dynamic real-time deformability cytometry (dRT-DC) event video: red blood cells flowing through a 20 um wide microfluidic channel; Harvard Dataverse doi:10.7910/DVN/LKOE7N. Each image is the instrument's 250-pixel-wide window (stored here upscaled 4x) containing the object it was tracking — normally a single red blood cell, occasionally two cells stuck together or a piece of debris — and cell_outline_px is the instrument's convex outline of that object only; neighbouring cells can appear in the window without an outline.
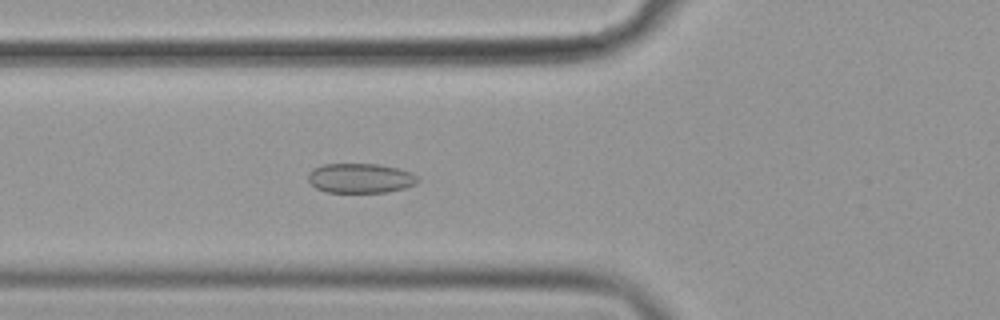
{"species": "common noctule bat (a hibernating species)", "species_latin": "Nyctalus noctula", "temperature_condition": "cold", "stored_images_in_passage": 52, "camera_frame_rate_fps": 3000, "um_per_image_px": 0.085, "animal": {"sex": "female", "body_mass_g": 19.9}, "frame": {"image": 1, "passage_image": 17, "time_ms": 5.333, "image_size_px": [1000, 320], "cell_outline_px": [[420, 180], [416, 184], [404, 188], [388, 192], [324, 192], [316, 188], [308, 180], [308, 172], [324, 164], [380, 164], [412, 172]], "centroid_in_image_um": [30.64, 15.15], "position_along_channel_um": 95.2, "area_um2": 18.96}}
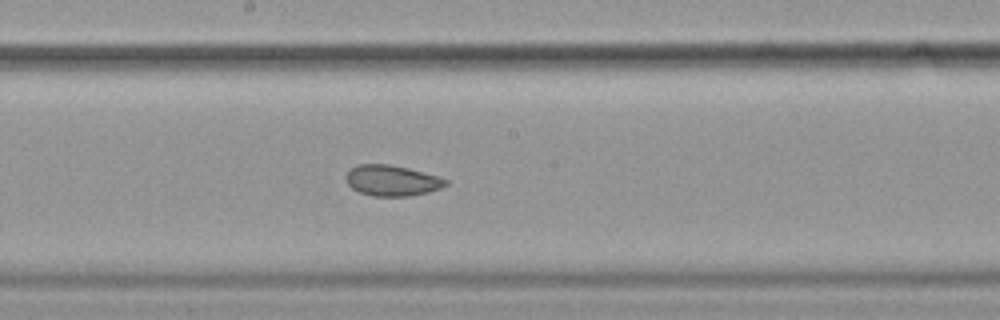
{"frame": {"image": 2, "passage_image": 27, "time_ms": 8.667, "image_size_px": [1000, 320], "cell_outline_px": [[448, 184], [440, 188], [428, 192], [408, 196], [372, 196], [360, 192], [352, 188], [348, 184], [344, 176], [356, 164], [388, 164], [408, 168], [440, 176], [448, 180]], "centroid_in_image_um": [33.32, 15.34], "position_along_channel_um": 214.9, "area_um2": 17.92}}
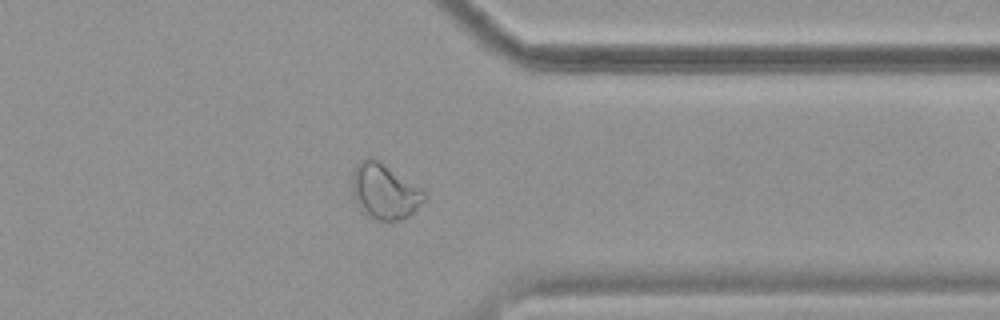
{"frame": {"image": 3, "passage_image": 41, "time_ms": 13.333, "image_size_px": [1000, 320], "cell_outline_px": [[424, 200], [408, 216], [400, 220], [376, 220], [360, 212], [352, 196], [352, 172], [356, 164], [360, 160], [368, 156], [372, 156], [380, 160], [424, 188]], "centroid_in_image_um": [32.65, 16.22], "position_along_channel_um": 378.8, "area_um2": 23.93}, "authors_computed_cell_mechanics": {"area_um2": 20.8947, "velocity_mm_per_s": 3.5835, "shape_relaxation_time_tau1_ms": null, "shape_relaxation_time_tau2_ms": 2.6735, "deformation_change_tau1": null, "deformation_change_tau2": 0.0639}}